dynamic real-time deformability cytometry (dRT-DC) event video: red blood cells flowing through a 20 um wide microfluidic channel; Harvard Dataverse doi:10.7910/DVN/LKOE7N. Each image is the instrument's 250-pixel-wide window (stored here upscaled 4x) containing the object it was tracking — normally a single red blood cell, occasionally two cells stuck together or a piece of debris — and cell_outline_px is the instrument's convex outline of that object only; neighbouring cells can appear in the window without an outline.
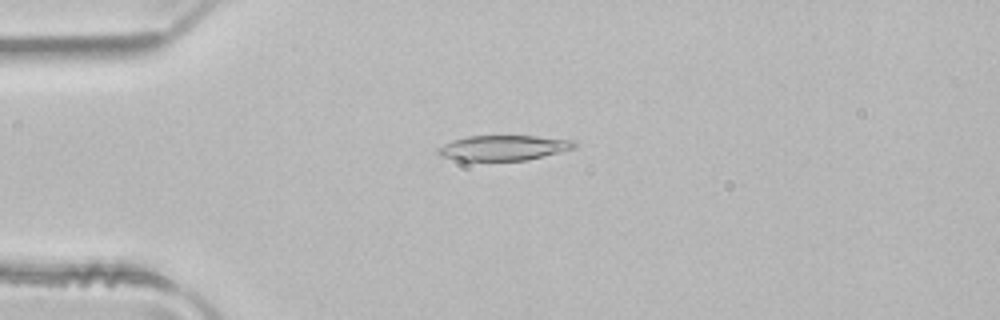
{"species": "common noctule bat (a hibernating species)", "species_latin": "Nyctalus noctula", "temperature_condition": "room temperature", "stored_images_in_passage": 4, "camera_frame_rate_fps": 3000, "um_per_image_px": 0.085, "animal": {"sex": "male", "body_mass_g": 21.5, "forearm_length_mm": 52.0}, "frame": {"image": 1, "passage_image": 2, "time_ms": 0.333, "image_size_px": [1000, 320], "cell_outline_px": [[576, 148], [528, 160], [456, 160], [440, 156], [436, 152], [436, 148], [452, 140], [468, 136], [536, 136], [576, 140]], "centroid_in_image_um": [42.8, 12.56], "position_along_channel_um": 42.2, "area_um2": 20.06}}
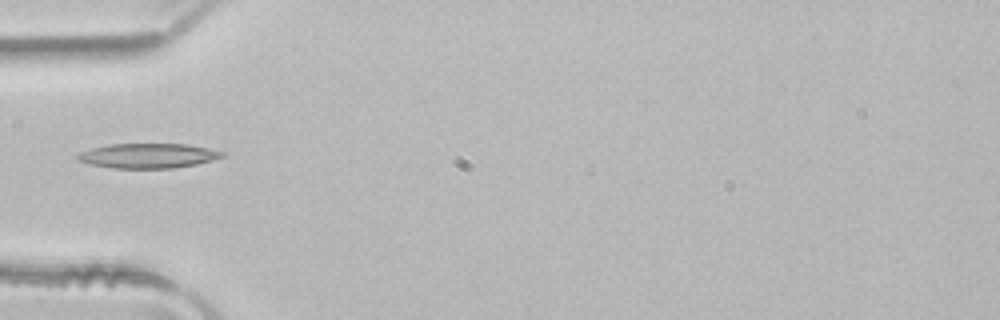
{"frame": {"image": 2, "passage_image": 3, "time_ms": 0.667, "image_size_px": [1000, 320], "cell_outline_px": [[228, 156], [196, 164], [172, 168], [112, 168], [88, 164], [76, 160], [76, 156], [80, 152], [92, 148], [108, 144], [188, 144], [208, 148], [224, 152]], "centroid_in_image_um": [12.58, 13.24], "position_along_channel_um": 72.4, "area_um2": 20.98}}
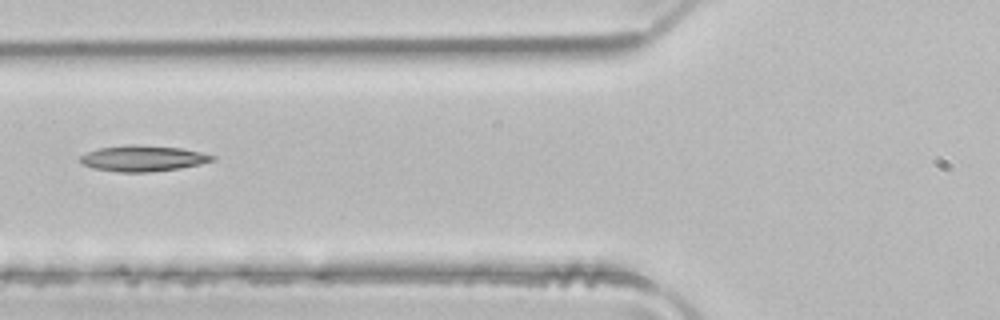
{"frame": {"image": 3, "passage_image": 4, "time_ms": 1.0, "image_size_px": [1000, 320], "cell_outline_px": [[216, 160], [200, 164], [180, 168], [148, 172], [120, 172], [96, 168], [84, 164], [80, 160], [80, 156], [88, 152], [100, 148], [124, 144], [136, 144], [180, 148], [200, 152], [216, 156]], "centroid_in_image_um": [12.19, 13.45], "position_along_channel_um": 113.6, "area_um2": 19.77}}